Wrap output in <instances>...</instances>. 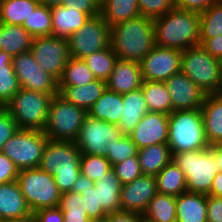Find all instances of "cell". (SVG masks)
Segmentation results:
<instances>
[{"label": "cell", "mask_w": 222, "mask_h": 222, "mask_svg": "<svg viewBox=\"0 0 222 222\" xmlns=\"http://www.w3.org/2000/svg\"><path fill=\"white\" fill-rule=\"evenodd\" d=\"M0 222H33V220L26 219V220H10V221H0Z\"/></svg>", "instance_id": "60"}, {"label": "cell", "mask_w": 222, "mask_h": 222, "mask_svg": "<svg viewBox=\"0 0 222 222\" xmlns=\"http://www.w3.org/2000/svg\"><path fill=\"white\" fill-rule=\"evenodd\" d=\"M180 72L205 94H218L222 87V60L211 56L201 45L182 51Z\"/></svg>", "instance_id": "5"}, {"label": "cell", "mask_w": 222, "mask_h": 222, "mask_svg": "<svg viewBox=\"0 0 222 222\" xmlns=\"http://www.w3.org/2000/svg\"><path fill=\"white\" fill-rule=\"evenodd\" d=\"M81 156L74 141L48 140L39 168L52 175L60 192L66 193L81 174Z\"/></svg>", "instance_id": "3"}, {"label": "cell", "mask_w": 222, "mask_h": 222, "mask_svg": "<svg viewBox=\"0 0 222 222\" xmlns=\"http://www.w3.org/2000/svg\"><path fill=\"white\" fill-rule=\"evenodd\" d=\"M112 168L111 163L104 156L82 154L80 172L93 182L99 181Z\"/></svg>", "instance_id": "40"}, {"label": "cell", "mask_w": 222, "mask_h": 222, "mask_svg": "<svg viewBox=\"0 0 222 222\" xmlns=\"http://www.w3.org/2000/svg\"><path fill=\"white\" fill-rule=\"evenodd\" d=\"M200 45L214 58L222 60V35L200 38Z\"/></svg>", "instance_id": "52"}, {"label": "cell", "mask_w": 222, "mask_h": 222, "mask_svg": "<svg viewBox=\"0 0 222 222\" xmlns=\"http://www.w3.org/2000/svg\"><path fill=\"white\" fill-rule=\"evenodd\" d=\"M22 26L33 37L51 36L52 20L50 8L40 3L36 9L31 12L28 20H24Z\"/></svg>", "instance_id": "37"}, {"label": "cell", "mask_w": 222, "mask_h": 222, "mask_svg": "<svg viewBox=\"0 0 222 222\" xmlns=\"http://www.w3.org/2000/svg\"><path fill=\"white\" fill-rule=\"evenodd\" d=\"M155 45L184 51L200 45V13L176 7L154 19Z\"/></svg>", "instance_id": "1"}, {"label": "cell", "mask_w": 222, "mask_h": 222, "mask_svg": "<svg viewBox=\"0 0 222 222\" xmlns=\"http://www.w3.org/2000/svg\"><path fill=\"white\" fill-rule=\"evenodd\" d=\"M169 115L148 112L129 135L138 149L150 145L167 144Z\"/></svg>", "instance_id": "18"}, {"label": "cell", "mask_w": 222, "mask_h": 222, "mask_svg": "<svg viewBox=\"0 0 222 222\" xmlns=\"http://www.w3.org/2000/svg\"><path fill=\"white\" fill-rule=\"evenodd\" d=\"M52 97L42 92L20 88L5 108L11 113L19 129L44 131Z\"/></svg>", "instance_id": "7"}, {"label": "cell", "mask_w": 222, "mask_h": 222, "mask_svg": "<svg viewBox=\"0 0 222 222\" xmlns=\"http://www.w3.org/2000/svg\"><path fill=\"white\" fill-rule=\"evenodd\" d=\"M19 130L11 113L5 108L0 109V152L4 144Z\"/></svg>", "instance_id": "46"}, {"label": "cell", "mask_w": 222, "mask_h": 222, "mask_svg": "<svg viewBox=\"0 0 222 222\" xmlns=\"http://www.w3.org/2000/svg\"><path fill=\"white\" fill-rule=\"evenodd\" d=\"M122 136L117 124L98 120L87 114L75 143L82 154L106 157L108 143L116 142Z\"/></svg>", "instance_id": "12"}, {"label": "cell", "mask_w": 222, "mask_h": 222, "mask_svg": "<svg viewBox=\"0 0 222 222\" xmlns=\"http://www.w3.org/2000/svg\"><path fill=\"white\" fill-rule=\"evenodd\" d=\"M64 6L76 8L78 11L93 17L101 13V0H65Z\"/></svg>", "instance_id": "47"}, {"label": "cell", "mask_w": 222, "mask_h": 222, "mask_svg": "<svg viewBox=\"0 0 222 222\" xmlns=\"http://www.w3.org/2000/svg\"><path fill=\"white\" fill-rule=\"evenodd\" d=\"M40 4L36 0H2L0 1V23L21 25L28 20L31 12Z\"/></svg>", "instance_id": "33"}, {"label": "cell", "mask_w": 222, "mask_h": 222, "mask_svg": "<svg viewBox=\"0 0 222 222\" xmlns=\"http://www.w3.org/2000/svg\"><path fill=\"white\" fill-rule=\"evenodd\" d=\"M207 195L185 192L176 197V222H207Z\"/></svg>", "instance_id": "25"}, {"label": "cell", "mask_w": 222, "mask_h": 222, "mask_svg": "<svg viewBox=\"0 0 222 222\" xmlns=\"http://www.w3.org/2000/svg\"><path fill=\"white\" fill-rule=\"evenodd\" d=\"M64 222H93L87 215L63 214Z\"/></svg>", "instance_id": "57"}, {"label": "cell", "mask_w": 222, "mask_h": 222, "mask_svg": "<svg viewBox=\"0 0 222 222\" xmlns=\"http://www.w3.org/2000/svg\"><path fill=\"white\" fill-rule=\"evenodd\" d=\"M58 207L63 214L87 215L84 200L80 193H62Z\"/></svg>", "instance_id": "45"}, {"label": "cell", "mask_w": 222, "mask_h": 222, "mask_svg": "<svg viewBox=\"0 0 222 222\" xmlns=\"http://www.w3.org/2000/svg\"><path fill=\"white\" fill-rule=\"evenodd\" d=\"M167 144L171 154L210 147L201 109L174 111L169 114Z\"/></svg>", "instance_id": "4"}, {"label": "cell", "mask_w": 222, "mask_h": 222, "mask_svg": "<svg viewBox=\"0 0 222 222\" xmlns=\"http://www.w3.org/2000/svg\"><path fill=\"white\" fill-rule=\"evenodd\" d=\"M164 83L171 98L172 112L201 109L206 94L185 74H174Z\"/></svg>", "instance_id": "17"}, {"label": "cell", "mask_w": 222, "mask_h": 222, "mask_svg": "<svg viewBox=\"0 0 222 222\" xmlns=\"http://www.w3.org/2000/svg\"><path fill=\"white\" fill-rule=\"evenodd\" d=\"M157 193L179 196L188 192L183 171L171 161L156 176Z\"/></svg>", "instance_id": "30"}, {"label": "cell", "mask_w": 222, "mask_h": 222, "mask_svg": "<svg viewBox=\"0 0 222 222\" xmlns=\"http://www.w3.org/2000/svg\"><path fill=\"white\" fill-rule=\"evenodd\" d=\"M222 35V0L200 13V38Z\"/></svg>", "instance_id": "38"}, {"label": "cell", "mask_w": 222, "mask_h": 222, "mask_svg": "<svg viewBox=\"0 0 222 222\" xmlns=\"http://www.w3.org/2000/svg\"><path fill=\"white\" fill-rule=\"evenodd\" d=\"M110 46L118 59L140 63L155 46L154 19L139 15L111 26Z\"/></svg>", "instance_id": "2"}, {"label": "cell", "mask_w": 222, "mask_h": 222, "mask_svg": "<svg viewBox=\"0 0 222 222\" xmlns=\"http://www.w3.org/2000/svg\"><path fill=\"white\" fill-rule=\"evenodd\" d=\"M123 107L118 127L129 136L141 119L149 112L142 88L122 94Z\"/></svg>", "instance_id": "22"}, {"label": "cell", "mask_w": 222, "mask_h": 222, "mask_svg": "<svg viewBox=\"0 0 222 222\" xmlns=\"http://www.w3.org/2000/svg\"><path fill=\"white\" fill-rule=\"evenodd\" d=\"M137 154V145L132 141L130 136L126 135H123L116 142L108 143L106 148V158L112 166L130 157L137 156Z\"/></svg>", "instance_id": "39"}, {"label": "cell", "mask_w": 222, "mask_h": 222, "mask_svg": "<svg viewBox=\"0 0 222 222\" xmlns=\"http://www.w3.org/2000/svg\"><path fill=\"white\" fill-rule=\"evenodd\" d=\"M143 216L145 222H176V197L157 193Z\"/></svg>", "instance_id": "34"}, {"label": "cell", "mask_w": 222, "mask_h": 222, "mask_svg": "<svg viewBox=\"0 0 222 222\" xmlns=\"http://www.w3.org/2000/svg\"><path fill=\"white\" fill-rule=\"evenodd\" d=\"M65 0H40L41 4L46 5L47 7L51 8L54 6L64 5Z\"/></svg>", "instance_id": "59"}, {"label": "cell", "mask_w": 222, "mask_h": 222, "mask_svg": "<svg viewBox=\"0 0 222 222\" xmlns=\"http://www.w3.org/2000/svg\"><path fill=\"white\" fill-rule=\"evenodd\" d=\"M39 67L60 80L70 58L68 40L55 36L34 37L30 48Z\"/></svg>", "instance_id": "13"}, {"label": "cell", "mask_w": 222, "mask_h": 222, "mask_svg": "<svg viewBox=\"0 0 222 222\" xmlns=\"http://www.w3.org/2000/svg\"><path fill=\"white\" fill-rule=\"evenodd\" d=\"M156 194L155 176L141 175L133 182L122 185L120 193L121 211L143 215L149 202Z\"/></svg>", "instance_id": "16"}, {"label": "cell", "mask_w": 222, "mask_h": 222, "mask_svg": "<svg viewBox=\"0 0 222 222\" xmlns=\"http://www.w3.org/2000/svg\"><path fill=\"white\" fill-rule=\"evenodd\" d=\"M101 16L113 26L140 15L138 0H101Z\"/></svg>", "instance_id": "31"}, {"label": "cell", "mask_w": 222, "mask_h": 222, "mask_svg": "<svg viewBox=\"0 0 222 222\" xmlns=\"http://www.w3.org/2000/svg\"><path fill=\"white\" fill-rule=\"evenodd\" d=\"M201 113L208 143L222 142V96L206 94Z\"/></svg>", "instance_id": "24"}, {"label": "cell", "mask_w": 222, "mask_h": 222, "mask_svg": "<svg viewBox=\"0 0 222 222\" xmlns=\"http://www.w3.org/2000/svg\"><path fill=\"white\" fill-rule=\"evenodd\" d=\"M30 210L17 181L0 184V221L32 219Z\"/></svg>", "instance_id": "19"}, {"label": "cell", "mask_w": 222, "mask_h": 222, "mask_svg": "<svg viewBox=\"0 0 222 222\" xmlns=\"http://www.w3.org/2000/svg\"><path fill=\"white\" fill-rule=\"evenodd\" d=\"M137 157L143 175L156 176L172 161L168 144H156L138 149Z\"/></svg>", "instance_id": "28"}, {"label": "cell", "mask_w": 222, "mask_h": 222, "mask_svg": "<svg viewBox=\"0 0 222 222\" xmlns=\"http://www.w3.org/2000/svg\"><path fill=\"white\" fill-rule=\"evenodd\" d=\"M182 51L154 46L140 62L143 80L165 82L180 72Z\"/></svg>", "instance_id": "15"}, {"label": "cell", "mask_w": 222, "mask_h": 222, "mask_svg": "<svg viewBox=\"0 0 222 222\" xmlns=\"http://www.w3.org/2000/svg\"><path fill=\"white\" fill-rule=\"evenodd\" d=\"M207 222H222V197L207 195Z\"/></svg>", "instance_id": "50"}, {"label": "cell", "mask_w": 222, "mask_h": 222, "mask_svg": "<svg viewBox=\"0 0 222 222\" xmlns=\"http://www.w3.org/2000/svg\"><path fill=\"white\" fill-rule=\"evenodd\" d=\"M48 137L42 130L19 129L4 144L2 151L20 170L40 165Z\"/></svg>", "instance_id": "10"}, {"label": "cell", "mask_w": 222, "mask_h": 222, "mask_svg": "<svg viewBox=\"0 0 222 222\" xmlns=\"http://www.w3.org/2000/svg\"><path fill=\"white\" fill-rule=\"evenodd\" d=\"M112 168L122 185L133 182L136 178L143 175L137 156L117 163Z\"/></svg>", "instance_id": "42"}, {"label": "cell", "mask_w": 222, "mask_h": 222, "mask_svg": "<svg viewBox=\"0 0 222 222\" xmlns=\"http://www.w3.org/2000/svg\"><path fill=\"white\" fill-rule=\"evenodd\" d=\"M117 59V55L114 53L111 46L103 50L96 51L83 58L84 62L92 71L96 79L104 81L110 77Z\"/></svg>", "instance_id": "36"}, {"label": "cell", "mask_w": 222, "mask_h": 222, "mask_svg": "<svg viewBox=\"0 0 222 222\" xmlns=\"http://www.w3.org/2000/svg\"><path fill=\"white\" fill-rule=\"evenodd\" d=\"M12 62V56L0 50V66L8 65Z\"/></svg>", "instance_id": "58"}, {"label": "cell", "mask_w": 222, "mask_h": 222, "mask_svg": "<svg viewBox=\"0 0 222 222\" xmlns=\"http://www.w3.org/2000/svg\"><path fill=\"white\" fill-rule=\"evenodd\" d=\"M19 170L14 163L3 153L0 152V184L16 181Z\"/></svg>", "instance_id": "48"}, {"label": "cell", "mask_w": 222, "mask_h": 222, "mask_svg": "<svg viewBox=\"0 0 222 222\" xmlns=\"http://www.w3.org/2000/svg\"><path fill=\"white\" fill-rule=\"evenodd\" d=\"M143 81L139 62L117 59L106 86L111 91L124 94L140 89Z\"/></svg>", "instance_id": "20"}, {"label": "cell", "mask_w": 222, "mask_h": 222, "mask_svg": "<svg viewBox=\"0 0 222 222\" xmlns=\"http://www.w3.org/2000/svg\"><path fill=\"white\" fill-rule=\"evenodd\" d=\"M88 113L59 94L52 97L44 129L49 140L76 141Z\"/></svg>", "instance_id": "8"}, {"label": "cell", "mask_w": 222, "mask_h": 222, "mask_svg": "<svg viewBox=\"0 0 222 222\" xmlns=\"http://www.w3.org/2000/svg\"><path fill=\"white\" fill-rule=\"evenodd\" d=\"M211 150L214 152L215 160L219 166V171L222 172V142L210 145Z\"/></svg>", "instance_id": "56"}, {"label": "cell", "mask_w": 222, "mask_h": 222, "mask_svg": "<svg viewBox=\"0 0 222 222\" xmlns=\"http://www.w3.org/2000/svg\"><path fill=\"white\" fill-rule=\"evenodd\" d=\"M94 186V182L89 179L87 176L80 174L73 184L71 191L74 193L82 194V190H86L87 188H91Z\"/></svg>", "instance_id": "54"}, {"label": "cell", "mask_w": 222, "mask_h": 222, "mask_svg": "<svg viewBox=\"0 0 222 222\" xmlns=\"http://www.w3.org/2000/svg\"><path fill=\"white\" fill-rule=\"evenodd\" d=\"M209 195H212L215 197H222V172L221 171H219L214 176Z\"/></svg>", "instance_id": "55"}, {"label": "cell", "mask_w": 222, "mask_h": 222, "mask_svg": "<svg viewBox=\"0 0 222 222\" xmlns=\"http://www.w3.org/2000/svg\"><path fill=\"white\" fill-rule=\"evenodd\" d=\"M33 222H64L60 208L50 207L37 210L33 213Z\"/></svg>", "instance_id": "49"}, {"label": "cell", "mask_w": 222, "mask_h": 222, "mask_svg": "<svg viewBox=\"0 0 222 222\" xmlns=\"http://www.w3.org/2000/svg\"><path fill=\"white\" fill-rule=\"evenodd\" d=\"M59 95L88 112L106 90V81L95 79L83 86H58Z\"/></svg>", "instance_id": "23"}, {"label": "cell", "mask_w": 222, "mask_h": 222, "mask_svg": "<svg viewBox=\"0 0 222 222\" xmlns=\"http://www.w3.org/2000/svg\"><path fill=\"white\" fill-rule=\"evenodd\" d=\"M101 222H145V220L141 214L120 211L107 214Z\"/></svg>", "instance_id": "53"}, {"label": "cell", "mask_w": 222, "mask_h": 222, "mask_svg": "<svg viewBox=\"0 0 222 222\" xmlns=\"http://www.w3.org/2000/svg\"><path fill=\"white\" fill-rule=\"evenodd\" d=\"M94 186L98 188V204L101 205L106 214L121 211L120 193L122 184L113 168L106 172L102 179L94 182Z\"/></svg>", "instance_id": "27"}, {"label": "cell", "mask_w": 222, "mask_h": 222, "mask_svg": "<svg viewBox=\"0 0 222 222\" xmlns=\"http://www.w3.org/2000/svg\"><path fill=\"white\" fill-rule=\"evenodd\" d=\"M82 197L84 200L87 216L93 222H101L107 215L100 204H98V188L92 186L86 190H82Z\"/></svg>", "instance_id": "44"}, {"label": "cell", "mask_w": 222, "mask_h": 222, "mask_svg": "<svg viewBox=\"0 0 222 222\" xmlns=\"http://www.w3.org/2000/svg\"><path fill=\"white\" fill-rule=\"evenodd\" d=\"M122 107V94L106 88L87 113L98 120L118 125L122 115Z\"/></svg>", "instance_id": "29"}, {"label": "cell", "mask_w": 222, "mask_h": 222, "mask_svg": "<svg viewBox=\"0 0 222 222\" xmlns=\"http://www.w3.org/2000/svg\"><path fill=\"white\" fill-rule=\"evenodd\" d=\"M16 181L32 213L59 205L62 193L54 177L39 167L20 170Z\"/></svg>", "instance_id": "9"}, {"label": "cell", "mask_w": 222, "mask_h": 222, "mask_svg": "<svg viewBox=\"0 0 222 222\" xmlns=\"http://www.w3.org/2000/svg\"><path fill=\"white\" fill-rule=\"evenodd\" d=\"M19 90L18 77L12 63L0 66V104L5 107Z\"/></svg>", "instance_id": "41"}, {"label": "cell", "mask_w": 222, "mask_h": 222, "mask_svg": "<svg viewBox=\"0 0 222 222\" xmlns=\"http://www.w3.org/2000/svg\"><path fill=\"white\" fill-rule=\"evenodd\" d=\"M172 161L183 171L188 192L210 194L214 176L219 172L210 147L172 154Z\"/></svg>", "instance_id": "6"}, {"label": "cell", "mask_w": 222, "mask_h": 222, "mask_svg": "<svg viewBox=\"0 0 222 222\" xmlns=\"http://www.w3.org/2000/svg\"><path fill=\"white\" fill-rule=\"evenodd\" d=\"M111 26L101 14L88 18L67 40L70 57L83 59L110 46Z\"/></svg>", "instance_id": "11"}, {"label": "cell", "mask_w": 222, "mask_h": 222, "mask_svg": "<svg viewBox=\"0 0 222 222\" xmlns=\"http://www.w3.org/2000/svg\"><path fill=\"white\" fill-rule=\"evenodd\" d=\"M95 79L83 59L70 57L58 81V86H83Z\"/></svg>", "instance_id": "35"}, {"label": "cell", "mask_w": 222, "mask_h": 222, "mask_svg": "<svg viewBox=\"0 0 222 222\" xmlns=\"http://www.w3.org/2000/svg\"><path fill=\"white\" fill-rule=\"evenodd\" d=\"M140 15L156 19L175 7V0H138Z\"/></svg>", "instance_id": "43"}, {"label": "cell", "mask_w": 222, "mask_h": 222, "mask_svg": "<svg viewBox=\"0 0 222 222\" xmlns=\"http://www.w3.org/2000/svg\"><path fill=\"white\" fill-rule=\"evenodd\" d=\"M220 96H222V87H221V90H220V92L218 93Z\"/></svg>", "instance_id": "61"}, {"label": "cell", "mask_w": 222, "mask_h": 222, "mask_svg": "<svg viewBox=\"0 0 222 222\" xmlns=\"http://www.w3.org/2000/svg\"><path fill=\"white\" fill-rule=\"evenodd\" d=\"M141 88L149 112L172 113L171 98L164 82L144 80Z\"/></svg>", "instance_id": "32"}, {"label": "cell", "mask_w": 222, "mask_h": 222, "mask_svg": "<svg viewBox=\"0 0 222 222\" xmlns=\"http://www.w3.org/2000/svg\"><path fill=\"white\" fill-rule=\"evenodd\" d=\"M50 12L52 20L51 36L63 39H68L90 18L86 13L64 5L51 7Z\"/></svg>", "instance_id": "21"}, {"label": "cell", "mask_w": 222, "mask_h": 222, "mask_svg": "<svg viewBox=\"0 0 222 222\" xmlns=\"http://www.w3.org/2000/svg\"><path fill=\"white\" fill-rule=\"evenodd\" d=\"M219 0H175V7L181 10L201 13Z\"/></svg>", "instance_id": "51"}, {"label": "cell", "mask_w": 222, "mask_h": 222, "mask_svg": "<svg viewBox=\"0 0 222 222\" xmlns=\"http://www.w3.org/2000/svg\"><path fill=\"white\" fill-rule=\"evenodd\" d=\"M33 38L21 25L0 23V50L12 57L30 51Z\"/></svg>", "instance_id": "26"}, {"label": "cell", "mask_w": 222, "mask_h": 222, "mask_svg": "<svg viewBox=\"0 0 222 222\" xmlns=\"http://www.w3.org/2000/svg\"><path fill=\"white\" fill-rule=\"evenodd\" d=\"M11 63L20 88L52 96L59 94L58 81L39 67L30 51L12 57Z\"/></svg>", "instance_id": "14"}]
</instances>
